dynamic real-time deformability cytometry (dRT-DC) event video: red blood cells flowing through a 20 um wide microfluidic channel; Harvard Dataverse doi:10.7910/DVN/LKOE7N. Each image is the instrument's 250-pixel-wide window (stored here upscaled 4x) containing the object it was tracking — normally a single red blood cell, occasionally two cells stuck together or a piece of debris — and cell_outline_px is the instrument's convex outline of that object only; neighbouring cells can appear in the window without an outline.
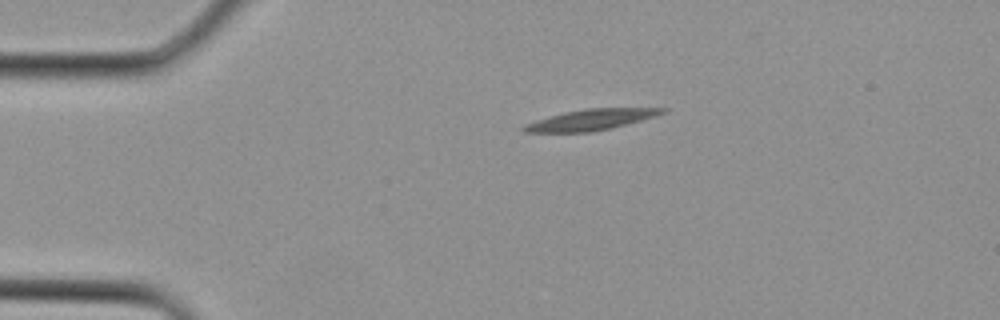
{"species": "Egyptian fruit bat (a non-hibernating species)", "species_latin": "Rousettus aegyptiacus", "temperature_condition": "cold", "stored_images_in_passage": 2, "camera_frame_rate_fps": 3000, "um_per_image_px": 0.085, "animal": {"sex": "female"}, "frame": {"image": 1, "passage_image": 1, "time_ms": 0.0, "image_size_px": [1000, 320], "cell_outline_px": [[668, 112], [656, 116], [612, 128], [592, 132], [524, 132], [520, 128], [524, 124], [536, 120], [564, 112], [588, 108], [668, 108]], "centroid_in_image_um": [50.25, 10.17], "position_along_channel_um": 34.8, "area_um2": 16.88}}